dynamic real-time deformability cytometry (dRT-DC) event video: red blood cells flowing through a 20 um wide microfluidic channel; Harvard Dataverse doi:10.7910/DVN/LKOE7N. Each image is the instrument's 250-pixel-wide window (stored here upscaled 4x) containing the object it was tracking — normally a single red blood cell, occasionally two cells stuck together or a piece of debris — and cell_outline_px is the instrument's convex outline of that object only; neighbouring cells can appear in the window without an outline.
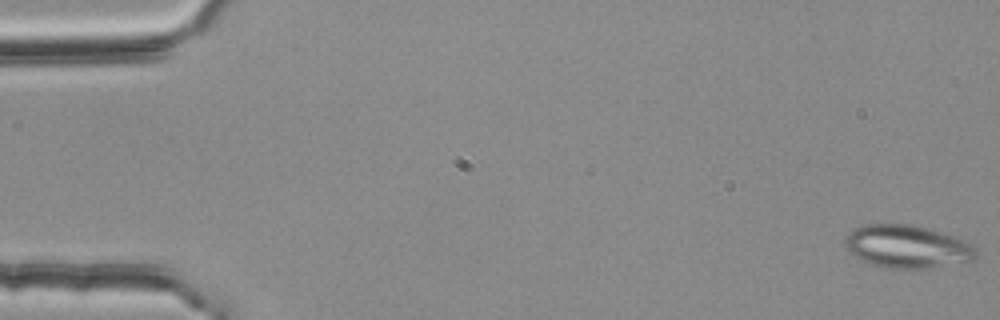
{"species": "common noctule bat (a hibernating species)", "species_latin": "Nyctalus noctula", "temperature_condition": "room temperature", "stored_images_in_passage": 4, "camera_frame_rate_fps": 3000, "um_per_image_px": 0.085, "animal": {"sex": "female", "body_mass_g": 25.1}, "frame": {"image": 1, "passage_image": 1, "time_ms": 0.0, "image_size_px": [1000, 320], "cell_outline_px": [[976, 256], [972, 260], [928, 268], [884, 268], [860, 260], [844, 244], [844, 236], [848, 232], [864, 224], [912, 224], [968, 240], [976, 248]], "centroid_in_image_um": [77.1, 20.95], "position_along_channel_um": 7.9, "area_um2": 32.71}}